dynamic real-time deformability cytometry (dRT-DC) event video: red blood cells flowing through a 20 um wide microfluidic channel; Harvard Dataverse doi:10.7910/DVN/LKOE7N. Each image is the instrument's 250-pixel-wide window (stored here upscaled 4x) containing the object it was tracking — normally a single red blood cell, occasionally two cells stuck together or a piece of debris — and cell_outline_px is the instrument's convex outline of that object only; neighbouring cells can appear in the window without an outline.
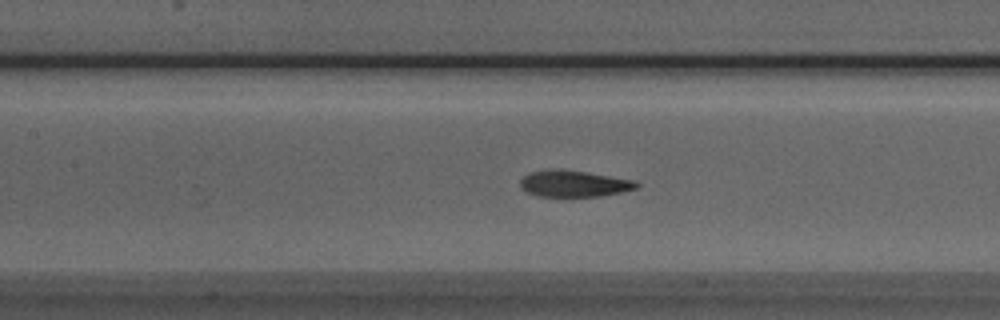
{"species": "Egyptian fruit bat (a non-hibernating species)", "species_latin": "Rousettus aegyptiacus", "temperature_condition": "room temperature", "stored_images_in_passage": 26, "camera_frame_rate_fps": 3000, "um_per_image_px": 0.085, "animal": {"sex": "male"}, "frame": {"image": 1, "passage_image": 22, "time_ms": 7.0, "image_size_px": [1000, 320], "cell_outline_px": [[640, 184], [636, 188], [620, 192], [600, 196], [540, 196], [528, 192], [520, 188], [520, 180], [524, 176], [532, 172], [560, 168], [636, 180]], "centroid_in_image_um": [48.79, 15.6], "position_along_channel_um": 158.6, "area_um2": 17.74}}
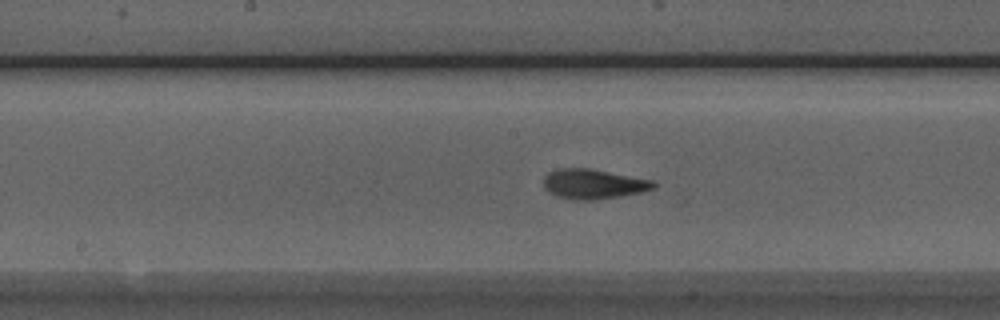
{"frame": {"image": 2, "passage_image": 25, "time_ms": 8.0, "image_size_px": [1000, 320], "cell_outline_px": [[656, 188], [640, 192], [620, 196], [596, 200], [572, 200], [556, 196], [548, 192], [544, 188], [544, 176], [548, 172], [556, 168], [592, 168], [656, 180]], "centroid_in_image_um": [50.45, 15.63], "position_along_channel_um": 197.8, "area_um2": 19.59}}